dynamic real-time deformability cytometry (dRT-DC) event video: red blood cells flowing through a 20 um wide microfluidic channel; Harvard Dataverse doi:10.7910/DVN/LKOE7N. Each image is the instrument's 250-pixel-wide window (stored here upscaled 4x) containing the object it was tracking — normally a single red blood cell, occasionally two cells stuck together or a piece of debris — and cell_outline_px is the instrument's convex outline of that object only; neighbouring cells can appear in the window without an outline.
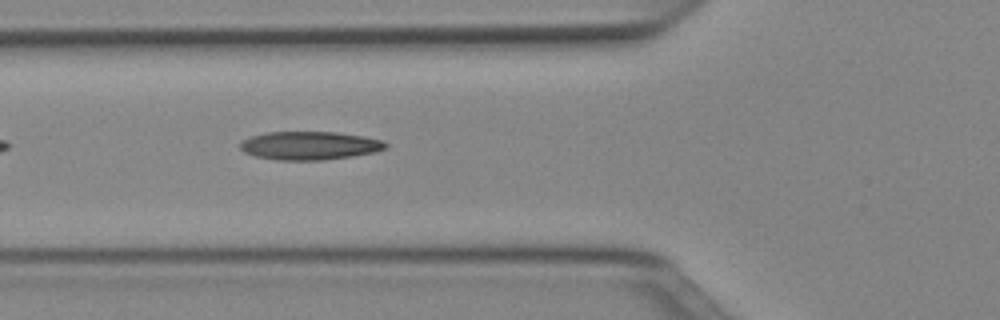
{"species": "Egyptian fruit bat (a non-hibernating species)", "species_latin": "Rousettus aegyptiacus", "temperature_condition": "cold", "stored_images_in_passage": 19, "camera_frame_rate_fps": 3000, "um_per_image_px": 0.085, "animal": {"sex": "female"}, "frame": {"image": 1, "passage_image": 4, "time_ms": 1.0, "image_size_px": [1000, 320], "cell_outline_px": [[388, 144], [384, 148], [376, 152], [352, 156], [324, 160], [276, 160], [256, 156], [244, 152], [240, 148], [240, 144], [244, 140], [252, 136], [268, 132], [336, 132], [364, 136], [384, 140]], "centroid_in_image_um": [26.35, 12.37], "position_along_channel_um": 99.5, "area_um2": 23.99}}
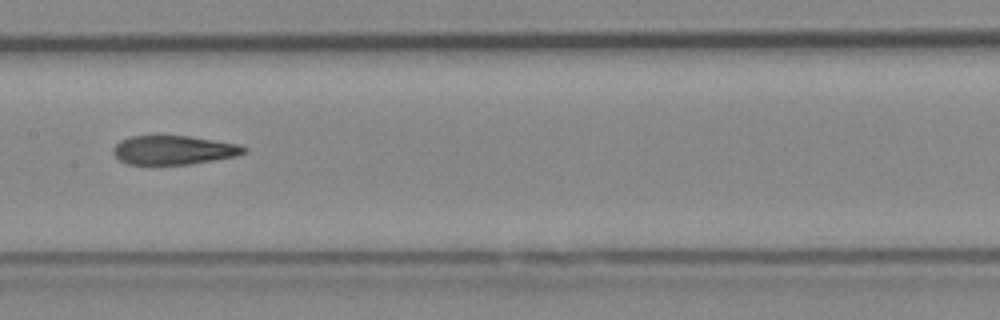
{"frame": {"image": 2, "passage_image": 11, "time_ms": 3.333, "image_size_px": [1000, 320], "cell_outline_px": [[248, 152], [236, 156], [192, 164], [128, 164], [120, 160], [112, 152], [112, 148], [120, 140], [132, 136], [188, 136], [240, 144], [248, 148]], "centroid_in_image_um": [14.79, 12.75], "position_along_channel_um": 192.6, "area_um2": 22.08}}